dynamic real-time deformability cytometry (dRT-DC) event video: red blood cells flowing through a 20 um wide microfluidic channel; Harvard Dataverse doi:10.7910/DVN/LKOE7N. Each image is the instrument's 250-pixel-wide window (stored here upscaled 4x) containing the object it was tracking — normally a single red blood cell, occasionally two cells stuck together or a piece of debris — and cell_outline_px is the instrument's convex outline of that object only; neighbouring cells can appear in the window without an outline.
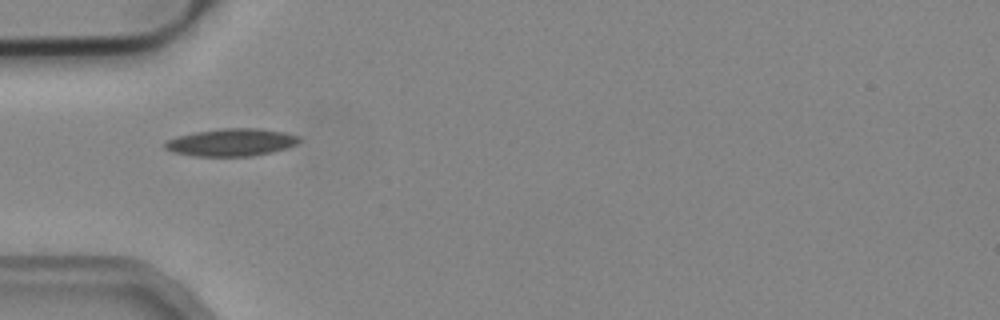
{"species": "common noctule bat (a hibernating species)", "species_latin": "Nyctalus noctula", "temperature_condition": "cold", "stored_images_in_passage": 19, "camera_frame_rate_fps": 3000, "um_per_image_px": 0.085, "animal": {"sex": "male", "body_mass_g": 19.2, "forearm_length_mm": 51.8}, "frame": {"image": 1, "passage_image": 1, "time_ms": 0.0, "image_size_px": [1000, 320], "cell_outline_px": [[300, 140], [296, 144], [272, 152], [252, 156], [192, 156], [172, 152], [164, 148], [164, 144], [168, 140], [176, 136], [196, 132], [224, 128], [256, 128], [284, 132], [300, 136]], "centroid_in_image_um": [19.64, 12.1], "position_along_channel_um": 65.4, "area_um2": 21.44}}
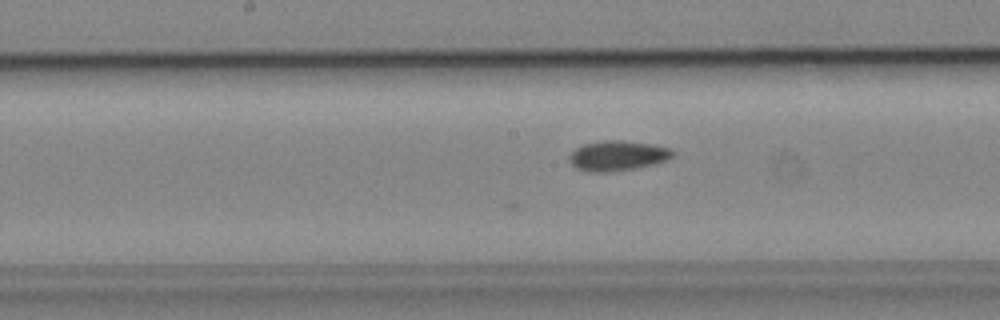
{"frame": {"image": 2, "passage_image": 8, "time_ms": 2.333, "image_size_px": [1000, 320], "cell_outline_px": [[676, 152], [668, 160], [652, 164], [632, 168], [604, 172], [588, 172], [576, 168], [568, 160], [568, 156], [576, 148], [584, 144], [604, 140], [620, 140], [652, 144], [672, 148]], "centroid_in_image_um": [52.49, 13.22], "position_along_channel_um": 195.7, "area_um2": 18.03}}
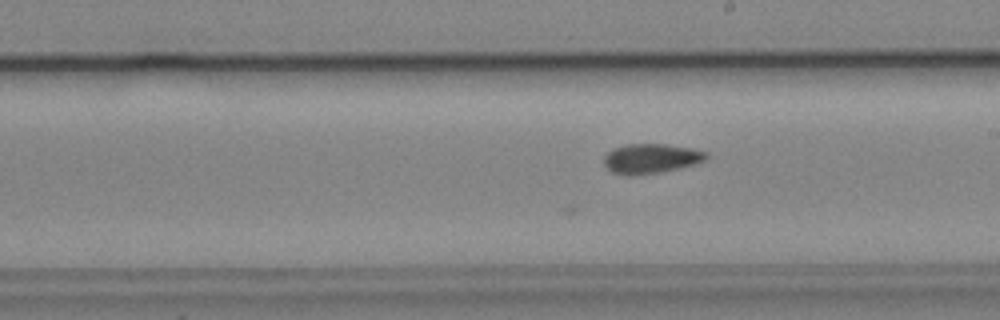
{"frame": {"image": 3, "passage_image": 11, "time_ms": 3.333, "image_size_px": [1000, 320], "cell_outline_px": [[708, 156], [704, 160], [696, 164], [680, 168], [660, 172], [632, 176], [628, 176], [612, 172], [604, 164], [604, 156], [612, 148], [628, 144], [664, 144], [688, 148], [708, 152]], "centroid_in_image_um": [55.31, 13.48], "position_along_channel_um": 233.7, "area_um2": 17.69}}